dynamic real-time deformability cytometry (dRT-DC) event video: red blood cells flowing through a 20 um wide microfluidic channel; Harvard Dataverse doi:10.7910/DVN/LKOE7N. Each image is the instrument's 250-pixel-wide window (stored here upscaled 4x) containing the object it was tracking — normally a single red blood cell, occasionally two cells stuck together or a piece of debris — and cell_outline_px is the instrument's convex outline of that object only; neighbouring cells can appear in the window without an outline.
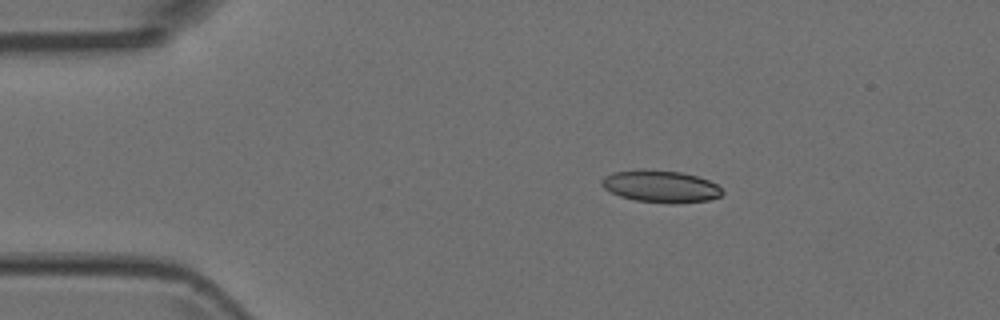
{"species": "Egyptian fruit bat (a non-hibernating species)", "species_latin": "Rousettus aegyptiacus", "temperature_condition": "room temperature", "stored_images_in_passage": 4, "camera_frame_rate_fps": 3000, "um_per_image_px": 0.085, "animal": {"sex": "female"}, "frame": {"image": 1, "passage_image": 3, "time_ms": 0.667, "image_size_px": [1000, 320], "cell_outline_px": [[724, 192], [720, 196], [708, 200], [636, 200], [620, 196], [604, 188], [600, 184], [600, 180], [604, 176], [612, 172], [644, 168], [680, 172], [696, 176], [708, 180], [716, 184]], "centroid_in_image_um": [56.07, 15.77], "position_along_channel_um": 28.9, "area_um2": 21.62}}